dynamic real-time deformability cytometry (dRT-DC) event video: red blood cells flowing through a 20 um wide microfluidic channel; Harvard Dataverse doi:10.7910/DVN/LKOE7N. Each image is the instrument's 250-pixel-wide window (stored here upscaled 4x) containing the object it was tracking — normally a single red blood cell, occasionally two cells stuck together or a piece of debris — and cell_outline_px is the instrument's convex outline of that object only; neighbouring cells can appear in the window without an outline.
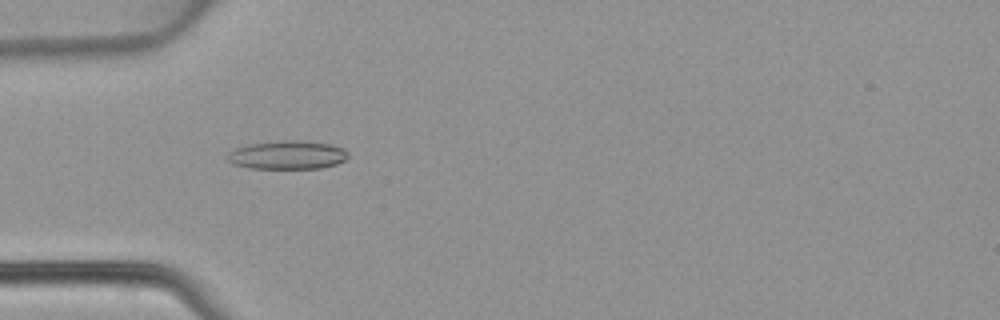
{"species": "common noctule bat (a hibernating species)", "species_latin": "Nyctalus noctula", "temperature_condition": "warm", "stored_images_in_passage": 47, "camera_frame_rate_fps": 3000, "um_per_image_px": 0.085, "animal": {"sex": "female", "body_mass_g": 22.7, "forearm_length_mm": 54.2}, "frame": {"image": 1, "passage_image": 15, "time_ms": 4.667, "image_size_px": [1000, 320], "cell_outline_px": [[348, 156], [344, 160], [336, 164], [320, 168], [248, 168], [232, 164], [228, 160], [228, 152], [236, 148], [248, 144], [284, 140], [296, 140], [332, 144], [344, 148], [348, 152]], "centroid_in_image_um": [24.43, 13.17], "position_along_channel_um": 60.6, "area_um2": 20.06}}
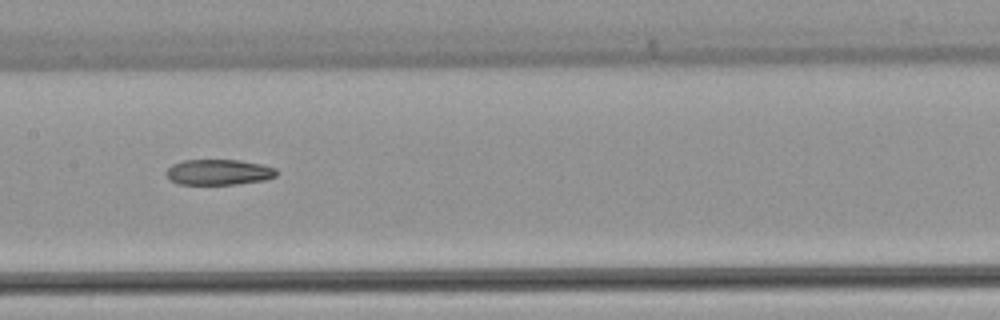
{"frame": {"image": 2, "passage_image": 24, "time_ms": 7.667, "image_size_px": [1000, 320], "cell_outline_px": [[276, 176], [264, 180], [236, 184], [176, 184], [164, 172], [172, 164], [184, 160], [240, 160], [260, 164], [276, 168]], "centroid_in_image_um": [18.57, 14.63], "position_along_channel_um": 188.8, "area_um2": 16.36}}
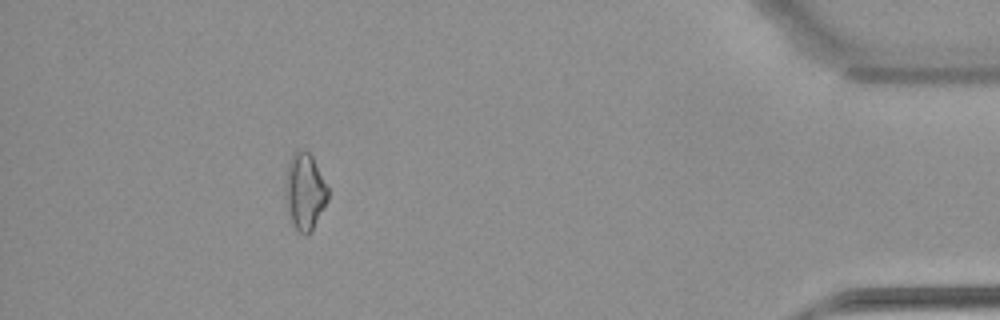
{"frame": {"image": 3, "passage_image": 43, "time_ms": 14.0, "image_size_px": [1000, 320], "cell_outline_px": [[328, 200], [312, 228], [304, 236], [292, 224], [288, 216], [284, 196], [284, 188], [288, 164], [292, 152], [308, 152], [312, 156], [328, 188]], "centroid_in_image_um": [25.87, 16.29], "position_along_channel_um": 409.3, "area_um2": 18.84}}